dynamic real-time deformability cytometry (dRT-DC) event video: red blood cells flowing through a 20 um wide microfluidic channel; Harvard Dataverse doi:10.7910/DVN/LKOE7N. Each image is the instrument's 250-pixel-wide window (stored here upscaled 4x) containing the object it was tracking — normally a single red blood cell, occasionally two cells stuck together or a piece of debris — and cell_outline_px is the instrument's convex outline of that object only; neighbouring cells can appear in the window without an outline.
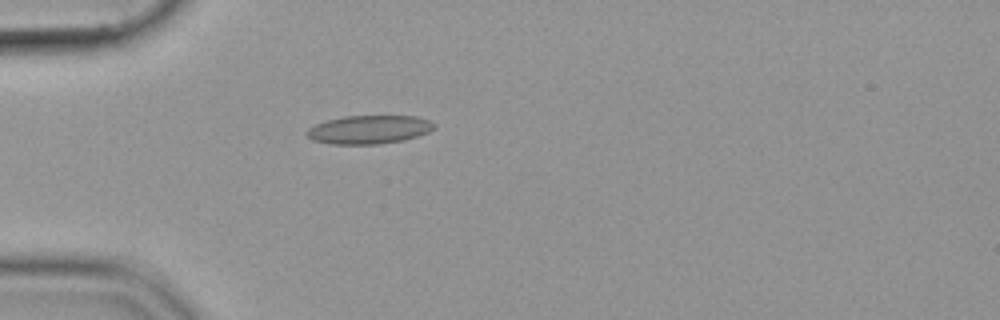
{"species": "common noctule bat (a hibernating species)", "species_latin": "Nyctalus noctula", "temperature_condition": "cold", "stored_images_in_passage": 34, "camera_frame_rate_fps": 3000, "um_per_image_px": 0.085, "animal": {"sex": "female", "body_mass_g": 19.9}, "frame": {"image": 1, "passage_image": 1, "time_ms": 0.0, "image_size_px": [1000, 320], "cell_outline_px": [[436, 128], [428, 132], [404, 140], [380, 144], [328, 144], [312, 140], [304, 132], [308, 128], [316, 124], [328, 120], [344, 116], [416, 116], [428, 120], [436, 124]], "centroid_in_image_um": [31.36, 11.02], "position_along_channel_um": 53.6, "area_um2": 21.21}}
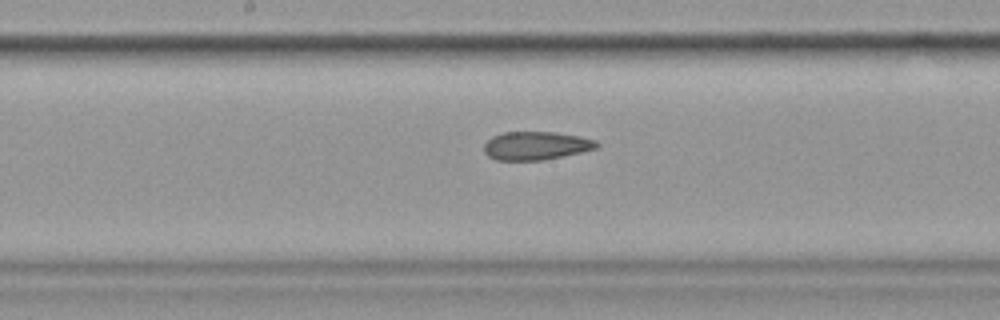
{"frame": {"image": 2, "passage_image": 14, "time_ms": 4.333, "image_size_px": [1000, 320], "cell_outline_px": [[600, 144], [596, 148], [580, 152], [540, 160], [496, 160], [488, 156], [484, 152], [484, 144], [492, 136], [504, 132], [556, 132], [580, 136], [596, 140]], "centroid_in_image_um": [45.54, 12.37], "position_along_channel_um": 202.7, "area_um2": 18.5}}
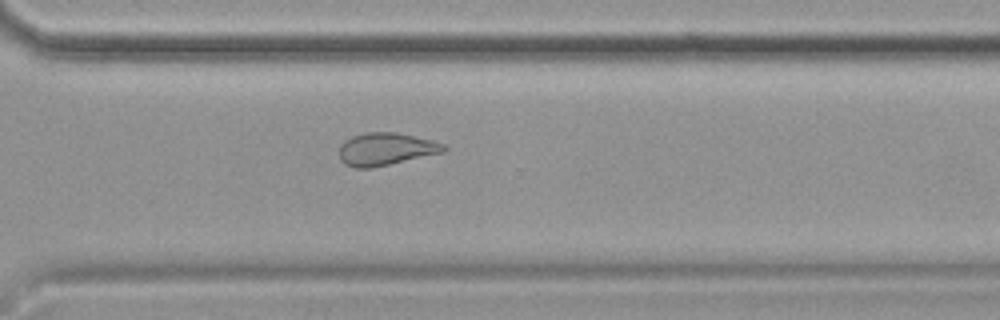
{"frame": {"image": 3, "passage_image": 25, "time_ms": 8.0, "image_size_px": [1000, 320], "cell_outline_px": [[448, 148], [444, 152], [372, 168], [356, 168], [344, 164], [340, 160], [340, 144], [344, 140], [352, 136], [364, 132], [396, 132], [432, 140], [444, 144]], "centroid_in_image_um": [32.78, 12.67], "position_along_channel_um": 337.8, "area_um2": 19.94}}